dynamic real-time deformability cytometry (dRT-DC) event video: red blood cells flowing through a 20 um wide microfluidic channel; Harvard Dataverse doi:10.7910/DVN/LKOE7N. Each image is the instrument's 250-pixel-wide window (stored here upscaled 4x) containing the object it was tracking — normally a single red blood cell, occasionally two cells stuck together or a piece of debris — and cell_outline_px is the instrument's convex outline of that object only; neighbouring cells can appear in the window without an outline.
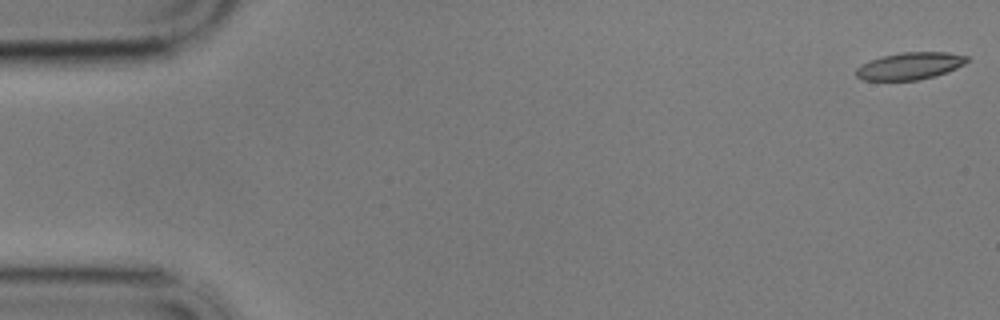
{"species": "common noctule bat (a hibernating species)", "species_latin": "Nyctalus noctula", "temperature_condition": "cold", "stored_images_in_passage": 17, "camera_frame_rate_fps": 3000, "um_per_image_px": 0.085, "animal": {"sex": "male", "body_mass_g": 17.9}, "frame": {"image": 1, "passage_image": 1, "time_ms": 0.0, "image_size_px": [1000, 320], "cell_outline_px": [[968, 60], [964, 64], [956, 68], [936, 76], [920, 80], [860, 80], [856, 76], [856, 68], [860, 64], [868, 60], [880, 56], [900, 52], [948, 52], [968, 56]], "centroid_in_image_um": [77.3, 5.6], "position_along_channel_um": 7.7, "area_um2": 17.8}}